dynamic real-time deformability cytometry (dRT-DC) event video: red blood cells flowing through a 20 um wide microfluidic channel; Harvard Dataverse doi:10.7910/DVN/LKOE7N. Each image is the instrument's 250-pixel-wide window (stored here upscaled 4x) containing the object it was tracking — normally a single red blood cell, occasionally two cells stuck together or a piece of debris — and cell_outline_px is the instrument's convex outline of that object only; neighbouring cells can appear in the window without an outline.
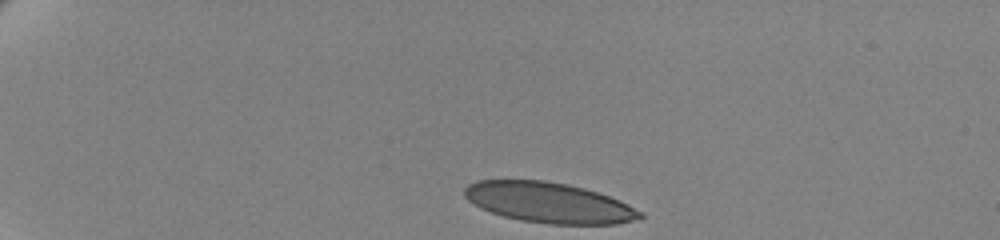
{"species": "human", "species_latin": "Homo sapiens", "temperature_condition": "cold", "stored_images_in_passage": 43, "camera_frame_rate_fps": 3000, "um_per_image_px": 0.085, "donor": {"sex": "female"}, "frame": {"image": 1, "passage_image": 1, "time_ms": 0.0, "image_size_px": [1000, 240], "cell_outline_px": [[644, 216], [640, 220], [616, 224], [548, 224], [520, 220], [504, 216], [480, 208], [468, 200], [464, 196], [464, 188], [468, 184], [476, 180], [544, 180], [568, 184], [584, 188], [620, 200], [644, 212]], "centroid_in_image_um": [46.68, 17.22], "position_along_channel_um": 38.3, "area_um2": 41.56}}
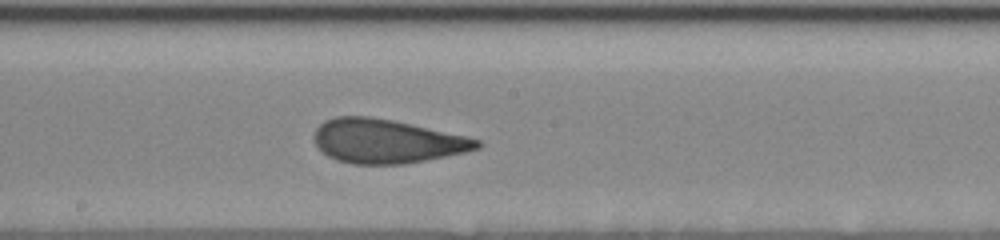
{"frame": {"image": 2, "passage_image": 23, "time_ms": 7.333, "image_size_px": [1000, 240], "cell_outline_px": [[484, 144], [480, 148], [464, 152], [424, 160], [400, 164], [352, 164], [336, 160], [328, 156], [316, 144], [316, 128], [324, 120], [336, 116], [372, 116], [392, 120], [464, 136], [480, 140]], "centroid_in_image_um": [32.85, 12.0], "position_along_channel_um": 215.4, "area_um2": 41.21}}
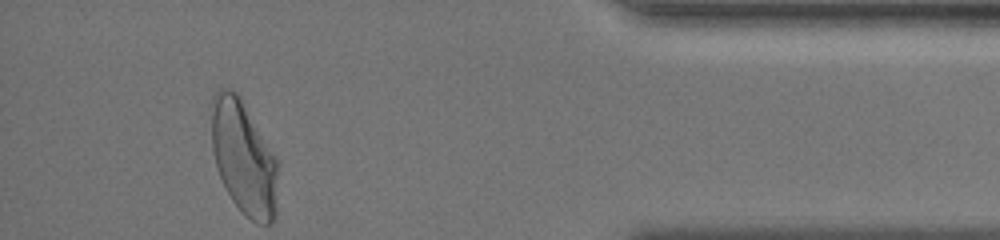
{"frame": {"image": 3, "passage_image": 43, "time_ms": 14.0, "image_size_px": [1000, 240], "cell_outline_px": [[280, 164], [276, 216], [272, 224], [256, 224], [232, 200], [216, 168], [212, 148], [212, 96], [220, 88], [228, 88], [236, 92], [240, 96], [280, 160]], "centroid_in_image_um": [20.78, 13.41], "position_along_channel_um": 414.4, "area_um2": 45.03}, "authors_computed_cell_mechanics": {"area_um2": 42.1362, "velocity_mm_per_s": 3.4685, "shape_relaxation_time_tau1_ms": 8.2082, "shape_relaxation_time_tau2_ms": 0.9528, "deformation_change_tau1": 0.2092, "deformation_change_tau2": 0.0924}}